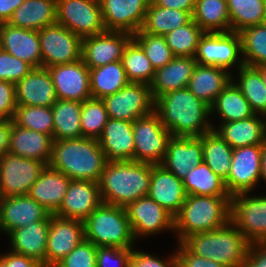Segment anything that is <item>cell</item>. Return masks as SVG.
<instances>
[{"mask_svg":"<svg viewBox=\"0 0 266 267\" xmlns=\"http://www.w3.org/2000/svg\"><path fill=\"white\" fill-rule=\"evenodd\" d=\"M154 111L172 136L200 137L214 129L205 121L210 106L188 88L170 91L155 100Z\"/></svg>","mask_w":266,"mask_h":267,"instance_id":"obj_1","label":"cell"},{"mask_svg":"<svg viewBox=\"0 0 266 267\" xmlns=\"http://www.w3.org/2000/svg\"><path fill=\"white\" fill-rule=\"evenodd\" d=\"M107 162L98 139L81 137L53 140L48 165L71 180L99 182Z\"/></svg>","mask_w":266,"mask_h":267,"instance_id":"obj_2","label":"cell"},{"mask_svg":"<svg viewBox=\"0 0 266 267\" xmlns=\"http://www.w3.org/2000/svg\"><path fill=\"white\" fill-rule=\"evenodd\" d=\"M151 164L136 161H108L99 181L103 203L126 207L148 195Z\"/></svg>","mask_w":266,"mask_h":267,"instance_id":"obj_3","label":"cell"},{"mask_svg":"<svg viewBox=\"0 0 266 267\" xmlns=\"http://www.w3.org/2000/svg\"><path fill=\"white\" fill-rule=\"evenodd\" d=\"M181 243L192 254L228 267H243L250 245L231 221L221 228L192 234Z\"/></svg>","mask_w":266,"mask_h":267,"instance_id":"obj_4","label":"cell"},{"mask_svg":"<svg viewBox=\"0 0 266 267\" xmlns=\"http://www.w3.org/2000/svg\"><path fill=\"white\" fill-rule=\"evenodd\" d=\"M230 196L187 195L180 212L174 217L179 243L195 233L212 231L230 221Z\"/></svg>","mask_w":266,"mask_h":267,"instance_id":"obj_5","label":"cell"},{"mask_svg":"<svg viewBox=\"0 0 266 267\" xmlns=\"http://www.w3.org/2000/svg\"><path fill=\"white\" fill-rule=\"evenodd\" d=\"M84 232L96 247L132 248L135 240L125 207L106 203L84 221Z\"/></svg>","mask_w":266,"mask_h":267,"instance_id":"obj_6","label":"cell"},{"mask_svg":"<svg viewBox=\"0 0 266 267\" xmlns=\"http://www.w3.org/2000/svg\"><path fill=\"white\" fill-rule=\"evenodd\" d=\"M56 23L81 38L106 31L99 0H56Z\"/></svg>","mask_w":266,"mask_h":267,"instance_id":"obj_7","label":"cell"},{"mask_svg":"<svg viewBox=\"0 0 266 267\" xmlns=\"http://www.w3.org/2000/svg\"><path fill=\"white\" fill-rule=\"evenodd\" d=\"M133 136L136 162L162 163L172 135L155 111L133 122Z\"/></svg>","mask_w":266,"mask_h":267,"instance_id":"obj_8","label":"cell"},{"mask_svg":"<svg viewBox=\"0 0 266 267\" xmlns=\"http://www.w3.org/2000/svg\"><path fill=\"white\" fill-rule=\"evenodd\" d=\"M42 67L73 63L81 59L82 38L55 23L38 31Z\"/></svg>","mask_w":266,"mask_h":267,"instance_id":"obj_9","label":"cell"},{"mask_svg":"<svg viewBox=\"0 0 266 267\" xmlns=\"http://www.w3.org/2000/svg\"><path fill=\"white\" fill-rule=\"evenodd\" d=\"M102 101L109 118L130 122L151 114L155 104L150 86L143 83H129Z\"/></svg>","mask_w":266,"mask_h":267,"instance_id":"obj_10","label":"cell"},{"mask_svg":"<svg viewBox=\"0 0 266 267\" xmlns=\"http://www.w3.org/2000/svg\"><path fill=\"white\" fill-rule=\"evenodd\" d=\"M45 167L42 161L7 152L0 158V198L27 195Z\"/></svg>","mask_w":266,"mask_h":267,"instance_id":"obj_11","label":"cell"},{"mask_svg":"<svg viewBox=\"0 0 266 267\" xmlns=\"http://www.w3.org/2000/svg\"><path fill=\"white\" fill-rule=\"evenodd\" d=\"M231 196L230 221L251 244L266 241V197Z\"/></svg>","mask_w":266,"mask_h":267,"instance_id":"obj_12","label":"cell"},{"mask_svg":"<svg viewBox=\"0 0 266 267\" xmlns=\"http://www.w3.org/2000/svg\"><path fill=\"white\" fill-rule=\"evenodd\" d=\"M263 144L233 149L230 172L224 182L228 194L250 192L261 178Z\"/></svg>","mask_w":266,"mask_h":267,"instance_id":"obj_13","label":"cell"},{"mask_svg":"<svg viewBox=\"0 0 266 267\" xmlns=\"http://www.w3.org/2000/svg\"><path fill=\"white\" fill-rule=\"evenodd\" d=\"M242 53L241 38L238 32H205L200 38L195 60L198 64L230 68Z\"/></svg>","mask_w":266,"mask_h":267,"instance_id":"obj_14","label":"cell"},{"mask_svg":"<svg viewBox=\"0 0 266 267\" xmlns=\"http://www.w3.org/2000/svg\"><path fill=\"white\" fill-rule=\"evenodd\" d=\"M85 239L84 222L51 214L45 267H54Z\"/></svg>","mask_w":266,"mask_h":267,"instance_id":"obj_15","label":"cell"},{"mask_svg":"<svg viewBox=\"0 0 266 267\" xmlns=\"http://www.w3.org/2000/svg\"><path fill=\"white\" fill-rule=\"evenodd\" d=\"M132 35L121 31H104L82 38L81 59L89 69L122 60Z\"/></svg>","mask_w":266,"mask_h":267,"instance_id":"obj_16","label":"cell"},{"mask_svg":"<svg viewBox=\"0 0 266 267\" xmlns=\"http://www.w3.org/2000/svg\"><path fill=\"white\" fill-rule=\"evenodd\" d=\"M47 69L51 74L58 99L84 102L92 97L90 71L82 59Z\"/></svg>","mask_w":266,"mask_h":267,"instance_id":"obj_17","label":"cell"},{"mask_svg":"<svg viewBox=\"0 0 266 267\" xmlns=\"http://www.w3.org/2000/svg\"><path fill=\"white\" fill-rule=\"evenodd\" d=\"M103 23L107 31L131 35L143 25L150 0H99Z\"/></svg>","mask_w":266,"mask_h":267,"instance_id":"obj_18","label":"cell"},{"mask_svg":"<svg viewBox=\"0 0 266 267\" xmlns=\"http://www.w3.org/2000/svg\"><path fill=\"white\" fill-rule=\"evenodd\" d=\"M102 203L99 182L71 180L55 215L84 222Z\"/></svg>","mask_w":266,"mask_h":267,"instance_id":"obj_19","label":"cell"},{"mask_svg":"<svg viewBox=\"0 0 266 267\" xmlns=\"http://www.w3.org/2000/svg\"><path fill=\"white\" fill-rule=\"evenodd\" d=\"M125 209L134 238L151 235L165 228L174 230V216L148 195L129 203Z\"/></svg>","mask_w":266,"mask_h":267,"instance_id":"obj_20","label":"cell"},{"mask_svg":"<svg viewBox=\"0 0 266 267\" xmlns=\"http://www.w3.org/2000/svg\"><path fill=\"white\" fill-rule=\"evenodd\" d=\"M51 214L27 195L0 198V227L9 233L36 221L50 220Z\"/></svg>","mask_w":266,"mask_h":267,"instance_id":"obj_21","label":"cell"},{"mask_svg":"<svg viewBox=\"0 0 266 267\" xmlns=\"http://www.w3.org/2000/svg\"><path fill=\"white\" fill-rule=\"evenodd\" d=\"M17 106L52 107L58 100L50 72L33 68L15 84Z\"/></svg>","mask_w":266,"mask_h":267,"instance_id":"obj_22","label":"cell"},{"mask_svg":"<svg viewBox=\"0 0 266 267\" xmlns=\"http://www.w3.org/2000/svg\"><path fill=\"white\" fill-rule=\"evenodd\" d=\"M148 196L174 217L180 212L187 198L183 180L162 165L151 164V181Z\"/></svg>","mask_w":266,"mask_h":267,"instance_id":"obj_23","label":"cell"},{"mask_svg":"<svg viewBox=\"0 0 266 267\" xmlns=\"http://www.w3.org/2000/svg\"><path fill=\"white\" fill-rule=\"evenodd\" d=\"M202 161L203 147L200 137L172 136L160 165L183 180Z\"/></svg>","mask_w":266,"mask_h":267,"instance_id":"obj_24","label":"cell"},{"mask_svg":"<svg viewBox=\"0 0 266 267\" xmlns=\"http://www.w3.org/2000/svg\"><path fill=\"white\" fill-rule=\"evenodd\" d=\"M98 142L107 161H135L133 122L109 118Z\"/></svg>","mask_w":266,"mask_h":267,"instance_id":"obj_25","label":"cell"},{"mask_svg":"<svg viewBox=\"0 0 266 267\" xmlns=\"http://www.w3.org/2000/svg\"><path fill=\"white\" fill-rule=\"evenodd\" d=\"M1 49L26 61L33 68L42 67L38 31L22 29L9 23L0 24Z\"/></svg>","mask_w":266,"mask_h":267,"instance_id":"obj_26","label":"cell"},{"mask_svg":"<svg viewBox=\"0 0 266 267\" xmlns=\"http://www.w3.org/2000/svg\"><path fill=\"white\" fill-rule=\"evenodd\" d=\"M196 64L194 57L175 56L168 64L157 69L149 85L154 101L170 91L187 88Z\"/></svg>","mask_w":266,"mask_h":267,"instance_id":"obj_27","label":"cell"},{"mask_svg":"<svg viewBox=\"0 0 266 267\" xmlns=\"http://www.w3.org/2000/svg\"><path fill=\"white\" fill-rule=\"evenodd\" d=\"M53 138L47 134L17 126L13 120L9 141V153L49 164Z\"/></svg>","mask_w":266,"mask_h":267,"instance_id":"obj_28","label":"cell"},{"mask_svg":"<svg viewBox=\"0 0 266 267\" xmlns=\"http://www.w3.org/2000/svg\"><path fill=\"white\" fill-rule=\"evenodd\" d=\"M71 179L49 165L42 170L31 186L28 195L42 205L50 214H55L65 196Z\"/></svg>","mask_w":266,"mask_h":267,"instance_id":"obj_29","label":"cell"},{"mask_svg":"<svg viewBox=\"0 0 266 267\" xmlns=\"http://www.w3.org/2000/svg\"><path fill=\"white\" fill-rule=\"evenodd\" d=\"M50 220L36 221L10 231L12 251L31 257L45 267L46 244Z\"/></svg>","mask_w":266,"mask_h":267,"instance_id":"obj_30","label":"cell"},{"mask_svg":"<svg viewBox=\"0 0 266 267\" xmlns=\"http://www.w3.org/2000/svg\"><path fill=\"white\" fill-rule=\"evenodd\" d=\"M232 81L227 70L215 66L196 64L187 88L208 106Z\"/></svg>","mask_w":266,"mask_h":267,"instance_id":"obj_31","label":"cell"},{"mask_svg":"<svg viewBox=\"0 0 266 267\" xmlns=\"http://www.w3.org/2000/svg\"><path fill=\"white\" fill-rule=\"evenodd\" d=\"M263 121L255 114L244 120L222 123L215 131L233 149L260 145L266 141V122Z\"/></svg>","mask_w":266,"mask_h":267,"instance_id":"obj_32","label":"cell"},{"mask_svg":"<svg viewBox=\"0 0 266 267\" xmlns=\"http://www.w3.org/2000/svg\"><path fill=\"white\" fill-rule=\"evenodd\" d=\"M8 23L34 31L53 25L56 23V0H24Z\"/></svg>","mask_w":266,"mask_h":267,"instance_id":"obj_33","label":"cell"},{"mask_svg":"<svg viewBox=\"0 0 266 267\" xmlns=\"http://www.w3.org/2000/svg\"><path fill=\"white\" fill-rule=\"evenodd\" d=\"M192 20L187 11L156 6L151 0L145 14L141 31L158 36H165L172 30L182 27Z\"/></svg>","mask_w":266,"mask_h":267,"instance_id":"obj_34","label":"cell"},{"mask_svg":"<svg viewBox=\"0 0 266 267\" xmlns=\"http://www.w3.org/2000/svg\"><path fill=\"white\" fill-rule=\"evenodd\" d=\"M82 102L58 99L52 106L54 128L53 140H65L82 137Z\"/></svg>","mask_w":266,"mask_h":267,"instance_id":"obj_35","label":"cell"},{"mask_svg":"<svg viewBox=\"0 0 266 267\" xmlns=\"http://www.w3.org/2000/svg\"><path fill=\"white\" fill-rule=\"evenodd\" d=\"M89 71L92 98L103 99L130 83L121 60Z\"/></svg>","mask_w":266,"mask_h":267,"instance_id":"obj_36","label":"cell"},{"mask_svg":"<svg viewBox=\"0 0 266 267\" xmlns=\"http://www.w3.org/2000/svg\"><path fill=\"white\" fill-rule=\"evenodd\" d=\"M203 147V161L224 182L230 172L233 148L212 129L200 136Z\"/></svg>","mask_w":266,"mask_h":267,"instance_id":"obj_37","label":"cell"},{"mask_svg":"<svg viewBox=\"0 0 266 267\" xmlns=\"http://www.w3.org/2000/svg\"><path fill=\"white\" fill-rule=\"evenodd\" d=\"M210 110L211 113L213 110L217 111L223 120L222 123L244 120L255 115L249 102L233 80L217 96Z\"/></svg>","mask_w":266,"mask_h":267,"instance_id":"obj_38","label":"cell"},{"mask_svg":"<svg viewBox=\"0 0 266 267\" xmlns=\"http://www.w3.org/2000/svg\"><path fill=\"white\" fill-rule=\"evenodd\" d=\"M192 19L204 32L230 31L227 0H196Z\"/></svg>","mask_w":266,"mask_h":267,"instance_id":"obj_39","label":"cell"},{"mask_svg":"<svg viewBox=\"0 0 266 267\" xmlns=\"http://www.w3.org/2000/svg\"><path fill=\"white\" fill-rule=\"evenodd\" d=\"M187 195L230 196L224 181L202 161L183 179Z\"/></svg>","mask_w":266,"mask_h":267,"instance_id":"obj_40","label":"cell"},{"mask_svg":"<svg viewBox=\"0 0 266 267\" xmlns=\"http://www.w3.org/2000/svg\"><path fill=\"white\" fill-rule=\"evenodd\" d=\"M239 62L240 81L235 85L249 102L255 114L259 112L266 116V85L261 73L255 67L246 66L242 59Z\"/></svg>","mask_w":266,"mask_h":267,"instance_id":"obj_41","label":"cell"},{"mask_svg":"<svg viewBox=\"0 0 266 267\" xmlns=\"http://www.w3.org/2000/svg\"><path fill=\"white\" fill-rule=\"evenodd\" d=\"M121 61L130 83L150 85L155 70L141 46L133 38L127 43Z\"/></svg>","mask_w":266,"mask_h":267,"instance_id":"obj_42","label":"cell"},{"mask_svg":"<svg viewBox=\"0 0 266 267\" xmlns=\"http://www.w3.org/2000/svg\"><path fill=\"white\" fill-rule=\"evenodd\" d=\"M230 31L240 32L246 27L264 23L265 0H227Z\"/></svg>","mask_w":266,"mask_h":267,"instance_id":"obj_43","label":"cell"},{"mask_svg":"<svg viewBox=\"0 0 266 267\" xmlns=\"http://www.w3.org/2000/svg\"><path fill=\"white\" fill-rule=\"evenodd\" d=\"M242 60L246 66L266 65V23L246 27L239 32Z\"/></svg>","mask_w":266,"mask_h":267,"instance_id":"obj_44","label":"cell"},{"mask_svg":"<svg viewBox=\"0 0 266 267\" xmlns=\"http://www.w3.org/2000/svg\"><path fill=\"white\" fill-rule=\"evenodd\" d=\"M204 33L192 19L186 25L172 30L164 37L174 56L194 57L200 38Z\"/></svg>","mask_w":266,"mask_h":267,"instance_id":"obj_45","label":"cell"},{"mask_svg":"<svg viewBox=\"0 0 266 267\" xmlns=\"http://www.w3.org/2000/svg\"><path fill=\"white\" fill-rule=\"evenodd\" d=\"M13 122L21 128L47 134L53 138L52 107L17 106Z\"/></svg>","mask_w":266,"mask_h":267,"instance_id":"obj_46","label":"cell"},{"mask_svg":"<svg viewBox=\"0 0 266 267\" xmlns=\"http://www.w3.org/2000/svg\"><path fill=\"white\" fill-rule=\"evenodd\" d=\"M108 120L109 116L102 99L91 97L82 102V137L99 139Z\"/></svg>","mask_w":266,"mask_h":267,"instance_id":"obj_47","label":"cell"},{"mask_svg":"<svg viewBox=\"0 0 266 267\" xmlns=\"http://www.w3.org/2000/svg\"><path fill=\"white\" fill-rule=\"evenodd\" d=\"M132 38L141 46L155 71L175 57L164 36L151 35L139 30L132 35Z\"/></svg>","mask_w":266,"mask_h":267,"instance_id":"obj_48","label":"cell"},{"mask_svg":"<svg viewBox=\"0 0 266 267\" xmlns=\"http://www.w3.org/2000/svg\"><path fill=\"white\" fill-rule=\"evenodd\" d=\"M96 254L97 247L84 239L54 267H97Z\"/></svg>","mask_w":266,"mask_h":267,"instance_id":"obj_49","label":"cell"},{"mask_svg":"<svg viewBox=\"0 0 266 267\" xmlns=\"http://www.w3.org/2000/svg\"><path fill=\"white\" fill-rule=\"evenodd\" d=\"M32 69L33 67L26 61L0 49V80L16 84Z\"/></svg>","mask_w":266,"mask_h":267,"instance_id":"obj_50","label":"cell"},{"mask_svg":"<svg viewBox=\"0 0 266 267\" xmlns=\"http://www.w3.org/2000/svg\"><path fill=\"white\" fill-rule=\"evenodd\" d=\"M132 251L131 248L97 247V267H113L110 266L113 262H117L118 267H129Z\"/></svg>","mask_w":266,"mask_h":267,"instance_id":"obj_51","label":"cell"},{"mask_svg":"<svg viewBox=\"0 0 266 267\" xmlns=\"http://www.w3.org/2000/svg\"><path fill=\"white\" fill-rule=\"evenodd\" d=\"M16 107L15 84L0 80V120H13Z\"/></svg>","mask_w":266,"mask_h":267,"instance_id":"obj_52","label":"cell"},{"mask_svg":"<svg viewBox=\"0 0 266 267\" xmlns=\"http://www.w3.org/2000/svg\"><path fill=\"white\" fill-rule=\"evenodd\" d=\"M179 250L176 252L177 267H228L224 264L211 261L208 258H201L192 254L182 243H179Z\"/></svg>","mask_w":266,"mask_h":267,"instance_id":"obj_53","label":"cell"},{"mask_svg":"<svg viewBox=\"0 0 266 267\" xmlns=\"http://www.w3.org/2000/svg\"><path fill=\"white\" fill-rule=\"evenodd\" d=\"M166 261L155 258L148 253L133 250L129 267H177L176 255Z\"/></svg>","mask_w":266,"mask_h":267,"instance_id":"obj_54","label":"cell"},{"mask_svg":"<svg viewBox=\"0 0 266 267\" xmlns=\"http://www.w3.org/2000/svg\"><path fill=\"white\" fill-rule=\"evenodd\" d=\"M243 267H266V241L254 242L249 245Z\"/></svg>","mask_w":266,"mask_h":267,"instance_id":"obj_55","label":"cell"},{"mask_svg":"<svg viewBox=\"0 0 266 267\" xmlns=\"http://www.w3.org/2000/svg\"><path fill=\"white\" fill-rule=\"evenodd\" d=\"M0 267H43L31 257L11 251L7 255L0 256Z\"/></svg>","mask_w":266,"mask_h":267,"instance_id":"obj_56","label":"cell"},{"mask_svg":"<svg viewBox=\"0 0 266 267\" xmlns=\"http://www.w3.org/2000/svg\"><path fill=\"white\" fill-rule=\"evenodd\" d=\"M156 6L187 11L193 15L196 0H151Z\"/></svg>","mask_w":266,"mask_h":267,"instance_id":"obj_57","label":"cell"},{"mask_svg":"<svg viewBox=\"0 0 266 267\" xmlns=\"http://www.w3.org/2000/svg\"><path fill=\"white\" fill-rule=\"evenodd\" d=\"M12 120H0V158L9 151Z\"/></svg>","mask_w":266,"mask_h":267,"instance_id":"obj_58","label":"cell"},{"mask_svg":"<svg viewBox=\"0 0 266 267\" xmlns=\"http://www.w3.org/2000/svg\"><path fill=\"white\" fill-rule=\"evenodd\" d=\"M24 0H0V24L8 23L13 12L17 9Z\"/></svg>","mask_w":266,"mask_h":267,"instance_id":"obj_59","label":"cell"},{"mask_svg":"<svg viewBox=\"0 0 266 267\" xmlns=\"http://www.w3.org/2000/svg\"><path fill=\"white\" fill-rule=\"evenodd\" d=\"M261 178L266 181V141L263 144L262 158H261Z\"/></svg>","mask_w":266,"mask_h":267,"instance_id":"obj_60","label":"cell"},{"mask_svg":"<svg viewBox=\"0 0 266 267\" xmlns=\"http://www.w3.org/2000/svg\"><path fill=\"white\" fill-rule=\"evenodd\" d=\"M255 68L261 73L264 84L266 85V65L255 67Z\"/></svg>","mask_w":266,"mask_h":267,"instance_id":"obj_61","label":"cell"},{"mask_svg":"<svg viewBox=\"0 0 266 267\" xmlns=\"http://www.w3.org/2000/svg\"><path fill=\"white\" fill-rule=\"evenodd\" d=\"M264 12H265L264 23H266V0H265V5H264Z\"/></svg>","mask_w":266,"mask_h":267,"instance_id":"obj_62","label":"cell"},{"mask_svg":"<svg viewBox=\"0 0 266 267\" xmlns=\"http://www.w3.org/2000/svg\"><path fill=\"white\" fill-rule=\"evenodd\" d=\"M0 49H1V33H0Z\"/></svg>","mask_w":266,"mask_h":267,"instance_id":"obj_63","label":"cell"}]
</instances>
